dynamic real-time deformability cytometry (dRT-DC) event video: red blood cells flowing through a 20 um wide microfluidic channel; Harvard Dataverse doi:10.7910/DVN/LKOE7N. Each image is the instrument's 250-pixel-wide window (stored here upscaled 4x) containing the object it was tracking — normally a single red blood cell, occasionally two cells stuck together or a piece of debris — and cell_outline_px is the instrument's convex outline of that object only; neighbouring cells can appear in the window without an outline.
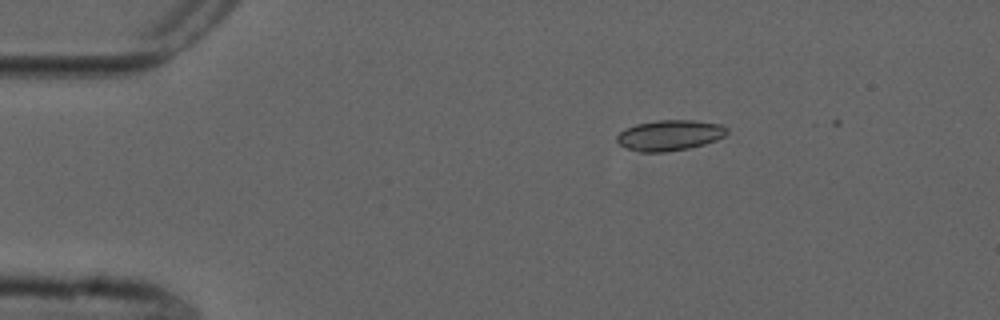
{"species": "common noctule bat (a hibernating species)", "species_latin": "Nyctalus noctula", "temperature_condition": "cold", "stored_images_in_passage": 3, "camera_frame_rate_fps": 3000, "um_per_image_px": 0.085, "animal": {"sex": "male", "forearm_length_mm": 52.5}, "frame": {"image": 1, "passage_image": 1, "time_ms": 0.0, "image_size_px": [1000, 320], "cell_outline_px": [[728, 132], [724, 136], [716, 140], [704, 144], [688, 148], [664, 152], [636, 152], [620, 144], [616, 140], [616, 136], [624, 128], [636, 124], [660, 120], [692, 120], [720, 124], [728, 128]], "centroid_in_image_um": [56.91, 11.5], "position_along_channel_um": 28.1, "area_um2": 19.59}}
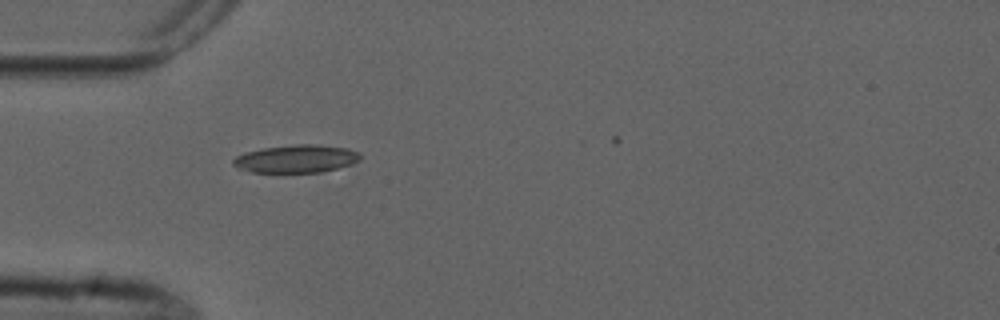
{"frame": {"image": 2, "passage_image": 3, "time_ms": 2.333, "image_size_px": [1000, 320], "cell_outline_px": [[360, 160], [352, 164], [320, 172], [252, 172], [236, 168], [232, 164], [232, 160], [236, 156], [244, 152], [264, 148], [292, 144], [316, 144], [348, 148], [360, 152]], "centroid_in_image_um": [25.17, 13.49], "position_along_channel_um": 59.8, "area_um2": 20.75}}